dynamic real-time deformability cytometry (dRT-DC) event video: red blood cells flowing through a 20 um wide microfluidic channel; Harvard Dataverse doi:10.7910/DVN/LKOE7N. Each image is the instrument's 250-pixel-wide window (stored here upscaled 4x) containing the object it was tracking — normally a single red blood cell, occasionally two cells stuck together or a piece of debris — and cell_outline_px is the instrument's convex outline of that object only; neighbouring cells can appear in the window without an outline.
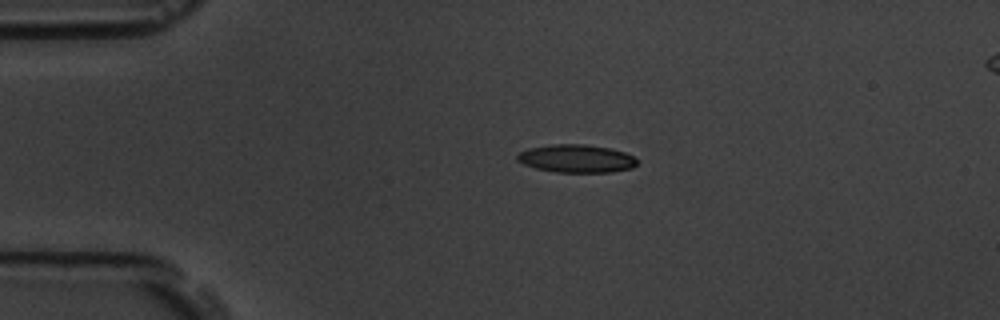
{"species": "common noctule bat (a hibernating species)", "species_latin": "Nyctalus noctula", "temperature_condition": "room temperature", "stored_images_in_passage": 4, "segment_of_instrument_passage": [1, 2], "camera_frame_rate_fps": 3000, "um_per_image_px": 0.085, "animal": {"sex": "male", "body_mass_g": 19.5, "forearm_length_mm": 54.6}, "frame": {"image": 1, "passage_image": 2, "time_ms": 1.333, "image_size_px": [1000, 320], "cell_outline_px": [[636, 164], [632, 168], [612, 172], [556, 172], [536, 168], [524, 164], [516, 160], [516, 156], [520, 152], [528, 148], [552, 144], [584, 144], [608, 148], [624, 152], [632, 156], [636, 160]], "centroid_in_image_um": [48.96, 13.48], "position_along_channel_um": 36.0, "area_um2": 19.42}}